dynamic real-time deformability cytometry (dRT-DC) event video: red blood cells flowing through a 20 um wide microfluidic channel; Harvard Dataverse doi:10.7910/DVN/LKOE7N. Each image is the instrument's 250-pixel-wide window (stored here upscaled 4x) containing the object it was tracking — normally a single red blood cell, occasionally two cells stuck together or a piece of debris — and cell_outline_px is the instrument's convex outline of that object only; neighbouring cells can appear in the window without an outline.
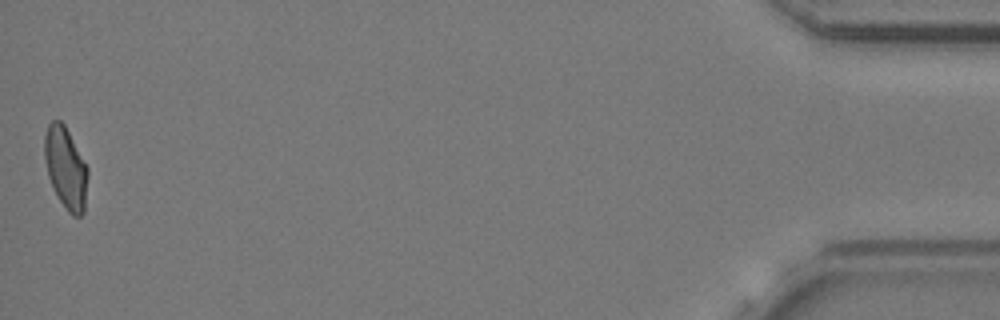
{"species": "common noctule bat (a hibernating species)", "species_latin": "Nyctalus noctula", "temperature_condition": "cold", "stored_images_in_passage": 42, "camera_frame_rate_fps": 3000, "um_per_image_px": 0.085, "animal": {"sex": "female", "body_mass_g": 24.6, "forearm_length_mm": 56.2}, "frame": {"image": 1, "passage_image": 42, "time_ms": 13.667, "image_size_px": [1000, 320], "cell_outline_px": [[88, 176], [84, 212], [80, 216], [72, 216], [68, 212], [52, 188], [48, 176], [44, 156], [44, 136], [48, 124], [52, 120], [60, 120], [64, 124], [88, 168]], "centroid_in_image_um": [5.58, 14.28], "position_along_channel_um": 429.6, "area_um2": 20.58}, "authors_computed_cell_mechanics": {"area_um2": 21.0392, "velocity_mm_per_s": 3.6764, "shape_relaxation_time_tau1_ms": null, "shape_relaxation_time_tau2_ms": 1.9768, "deformation_change_tau1": null, "deformation_change_tau2": 0.0869}}